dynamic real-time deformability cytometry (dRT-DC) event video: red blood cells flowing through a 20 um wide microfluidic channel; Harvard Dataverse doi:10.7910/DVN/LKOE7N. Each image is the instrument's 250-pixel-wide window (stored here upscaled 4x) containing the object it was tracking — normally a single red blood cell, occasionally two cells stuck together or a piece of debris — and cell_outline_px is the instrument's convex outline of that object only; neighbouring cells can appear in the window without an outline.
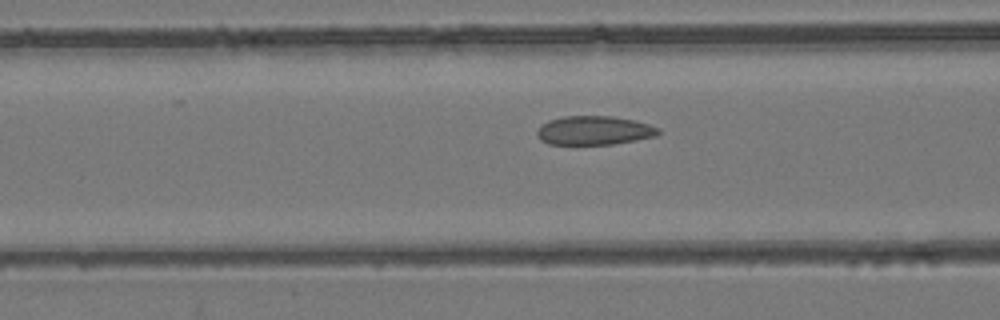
{"species": "common noctule bat (a hibernating species)", "species_latin": "Nyctalus noctula", "temperature_condition": "room temperature", "stored_images_in_passage": 54, "camera_frame_rate_fps": 3000, "um_per_image_px": 0.085, "animal": {"sex": "female", "body_mass_g": 24.6, "forearm_length_mm": 56.2}, "frame": {"image": 1, "passage_image": 22, "time_ms": 7.0, "image_size_px": [1000, 320], "cell_outline_px": [[660, 132], [656, 136], [636, 140], [612, 144], [548, 144], [540, 140], [536, 136], [536, 132], [548, 120], [564, 116], [612, 116], [632, 120], [648, 124], [660, 128]], "centroid_in_image_um": [50.5, 11.09], "position_along_channel_um": 116.1, "area_um2": 20.35}}
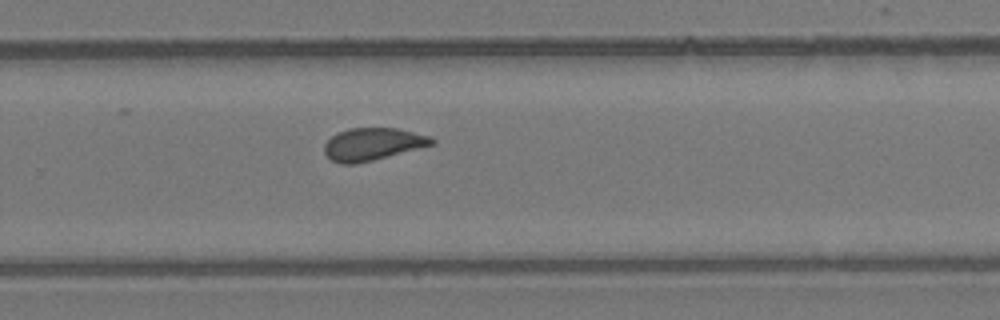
{"frame": {"image": 2, "passage_image": 36, "time_ms": 11.667, "image_size_px": [1000, 320], "cell_outline_px": [[436, 144], [356, 164], [340, 164], [332, 160], [324, 152], [324, 144], [332, 136], [348, 128], [400, 128], [432, 136], [436, 140]], "centroid_in_image_um": [31.73, 12.24], "position_along_channel_um": 298.1, "area_um2": 20.4}}
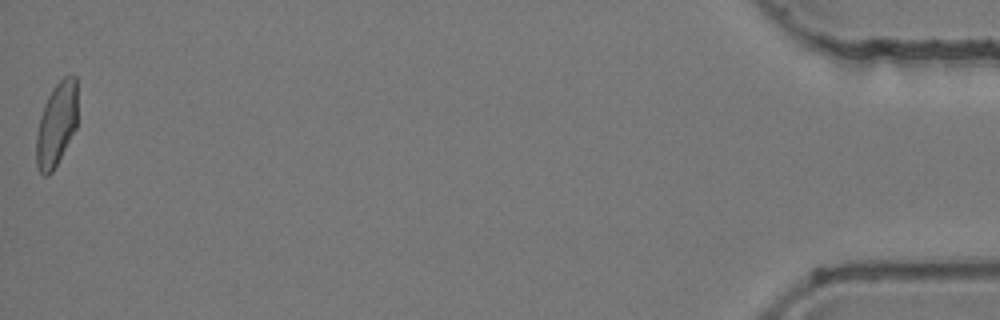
{"frame": {"image": 3, "passage_image": 54, "time_ms": 17.667, "image_size_px": [1000, 320], "cell_outline_px": [[76, 128], [52, 172], [48, 176], [44, 176], [40, 172], [36, 164], [36, 136], [40, 116], [44, 104], [52, 88], [64, 76], [76, 76]], "centroid_in_image_um": [4.78, 10.58], "position_along_channel_um": 430.4, "area_um2": 19.94}, "authors_computed_cell_mechanics": {"area_um2": 20.8658, "velocity_mm_per_s": 3.9, "shape_relaxation_time_tau1_ms": null, "shape_relaxation_time_tau2_ms": 1.1438, "deformation_change_tau1": null, "deformation_change_tau2": 0.0687}}